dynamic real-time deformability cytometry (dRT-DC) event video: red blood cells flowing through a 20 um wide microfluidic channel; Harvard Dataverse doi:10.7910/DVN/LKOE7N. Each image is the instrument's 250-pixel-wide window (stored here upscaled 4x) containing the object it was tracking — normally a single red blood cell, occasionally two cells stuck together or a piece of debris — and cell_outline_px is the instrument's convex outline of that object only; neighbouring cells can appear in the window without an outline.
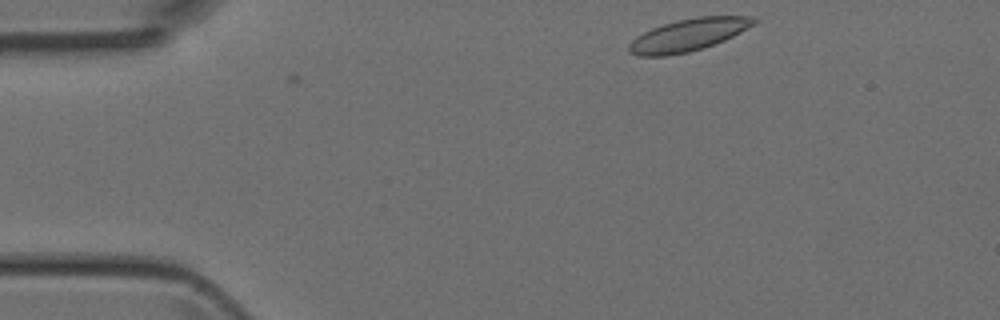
{"species": "Egyptian fruit bat (a non-hibernating species)", "species_latin": "Rousettus aegyptiacus", "temperature_condition": "room temperature", "stored_images_in_passage": 2, "camera_frame_rate_fps": 3000, "um_per_image_px": 0.085, "animal": {"sex": "female"}, "frame": {"image": 1, "passage_image": 2, "time_ms": 0.333, "image_size_px": [1000, 320], "cell_outline_px": [[756, 20], [752, 24], [740, 32], [724, 40], [704, 48], [688, 52], [668, 56], [636, 56], [628, 52], [628, 44], [636, 36], [652, 28], [676, 20], [696, 16], [752, 16]], "centroid_in_image_um": [58.44, 2.98], "position_along_channel_um": 26.6, "area_um2": 23.47}}